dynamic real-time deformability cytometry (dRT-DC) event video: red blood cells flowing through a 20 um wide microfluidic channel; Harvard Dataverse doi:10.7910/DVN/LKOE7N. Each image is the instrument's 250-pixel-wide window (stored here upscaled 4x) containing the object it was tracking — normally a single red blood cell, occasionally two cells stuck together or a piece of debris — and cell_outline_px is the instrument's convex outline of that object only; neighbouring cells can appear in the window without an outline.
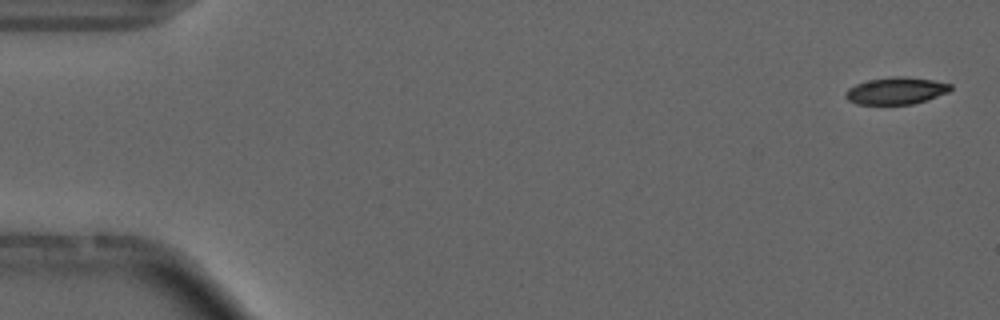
{"species": "common noctule bat (a hibernating species)", "species_latin": "Nyctalus noctula", "temperature_condition": "cold", "stored_images_in_passage": 5, "camera_frame_rate_fps": 3000, "um_per_image_px": 0.085, "animal": {"sex": "male", "forearm_length_mm": 52.5}, "frame": {"image": 1, "passage_image": 1, "time_ms": 0.0, "image_size_px": [1000, 320], "cell_outline_px": [[952, 88], [948, 92], [912, 104], [856, 104], [848, 100], [844, 96], [844, 92], [848, 88], [856, 84], [868, 80], [892, 76], [904, 76], [932, 80], [952, 84]], "centroid_in_image_um": [76.12, 7.71], "position_along_channel_um": 8.9, "area_um2": 16.47}}
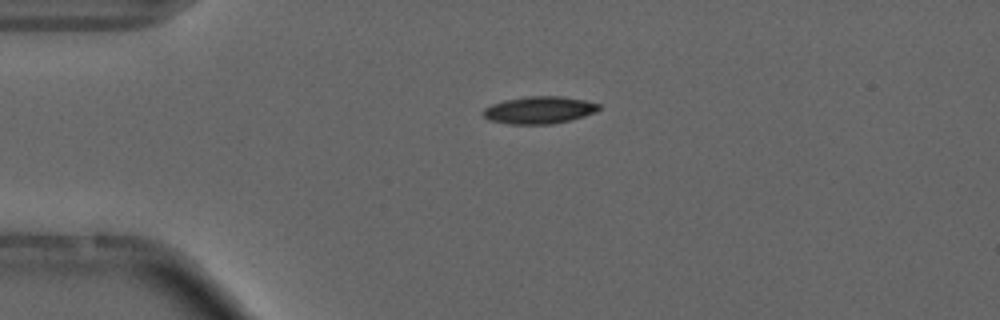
{"frame": {"image": 2, "passage_image": 4, "time_ms": 3.667, "image_size_px": [1000, 320], "cell_outline_px": [[600, 108], [596, 112], [572, 120], [552, 124], [508, 124], [488, 120], [480, 112], [484, 108], [492, 104], [504, 100], [528, 96], [560, 96], [584, 100], [600, 104]], "centroid_in_image_um": [45.81, 9.36], "position_along_channel_um": 39.2, "area_um2": 18.55}}